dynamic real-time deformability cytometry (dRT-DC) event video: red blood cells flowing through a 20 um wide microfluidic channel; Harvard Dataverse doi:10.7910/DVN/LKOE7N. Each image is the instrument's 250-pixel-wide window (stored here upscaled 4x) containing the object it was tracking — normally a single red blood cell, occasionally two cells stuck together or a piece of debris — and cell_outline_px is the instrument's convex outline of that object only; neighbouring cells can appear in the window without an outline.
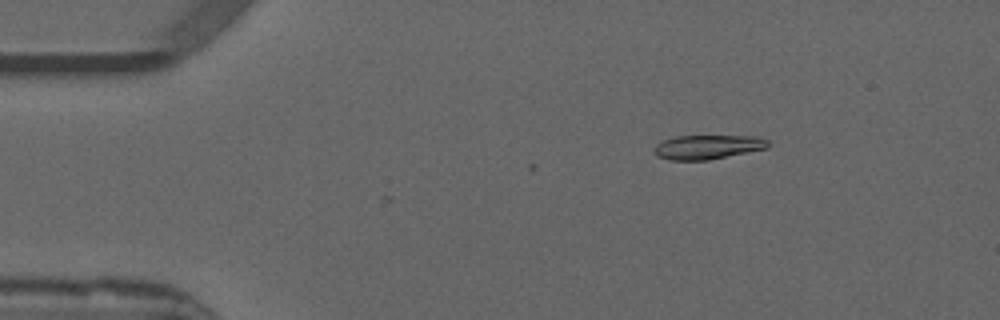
{"species": "common noctule bat (a hibernating species)", "species_latin": "Nyctalus noctula", "temperature_condition": "warm", "stored_images_in_passage": 13, "camera_frame_rate_fps": 3000, "um_per_image_px": 0.085, "animal": {"sex": "male", "forearm_length_mm": 52.5}, "frame": {"image": 1, "passage_image": 8, "time_ms": 2.333, "image_size_px": [1000, 320], "cell_outline_px": [[768, 148], [708, 160], [672, 160], [656, 156], [656, 144], [664, 140], [676, 136], [756, 136], [768, 140]], "centroid_in_image_um": [60.17, 12.49], "position_along_channel_um": 24.8, "area_um2": 15.9}}